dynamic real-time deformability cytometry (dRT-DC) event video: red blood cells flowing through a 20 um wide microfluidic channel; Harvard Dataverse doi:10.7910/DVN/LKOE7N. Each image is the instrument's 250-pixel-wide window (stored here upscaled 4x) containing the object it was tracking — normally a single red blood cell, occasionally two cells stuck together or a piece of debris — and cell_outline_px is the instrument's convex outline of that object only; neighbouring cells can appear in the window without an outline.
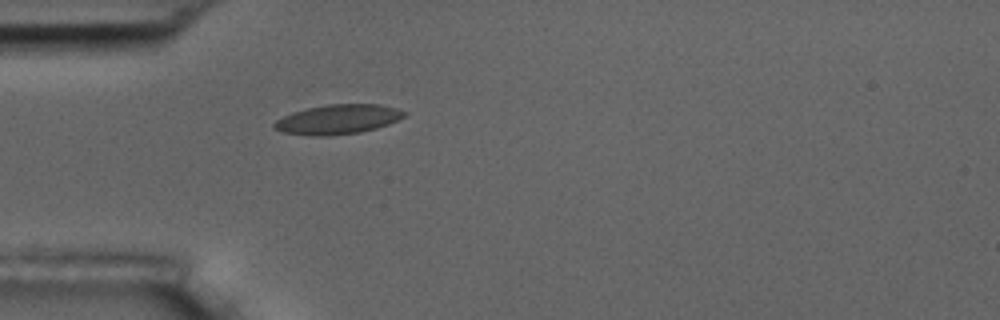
{"species": "common noctule bat (a hibernating species)", "species_latin": "Nyctalus noctula", "temperature_condition": "room temperature", "stored_images_in_passage": 1, "camera_frame_rate_fps": 3000, "um_per_image_px": 0.085, "animal": {"sex": "male", "body_mass_g": 17.5, "forearm_length_mm": 52.3}, "frame": {"image": 1, "passage_image": 1, "time_ms": 0.0, "image_size_px": [1000, 320], "cell_outline_px": [[408, 112], [404, 116], [388, 124], [376, 128], [360, 132], [328, 136], [312, 136], [284, 132], [272, 128], [272, 124], [276, 120], [292, 112], [308, 108], [328, 104], [380, 104], [396, 108]], "centroid_in_image_um": [28.7, 10.14], "position_along_channel_um": 56.3, "area_um2": 22.37}}